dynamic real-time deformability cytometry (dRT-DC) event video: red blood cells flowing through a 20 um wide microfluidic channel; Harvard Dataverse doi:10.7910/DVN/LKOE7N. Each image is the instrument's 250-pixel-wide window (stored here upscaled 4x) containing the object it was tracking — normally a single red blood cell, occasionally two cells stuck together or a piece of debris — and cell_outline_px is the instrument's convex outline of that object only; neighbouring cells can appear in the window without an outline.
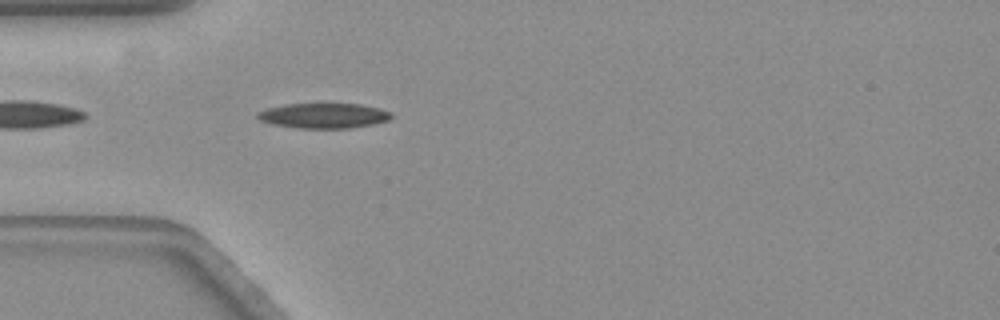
{"species": "common noctule bat (a hibernating species)", "species_latin": "Nyctalus noctula", "temperature_condition": "warm", "stored_images_in_passage": 42, "camera_frame_rate_fps": 3000, "um_per_image_px": 0.085, "animal": {"sex": "female", "body_mass_g": 19.3, "forearm_length_mm": 54.1}, "frame": {"image": 1, "passage_image": 1, "time_ms": 0.0, "image_size_px": [1000, 320], "cell_outline_px": [[392, 116], [388, 120], [372, 124], [348, 128], [296, 128], [272, 124], [260, 120], [256, 116], [256, 112], [268, 108], [284, 104], [360, 104], [380, 108], [392, 112]], "centroid_in_image_um": [27.5, 9.83], "position_along_channel_um": 57.5, "area_um2": 19.54}}
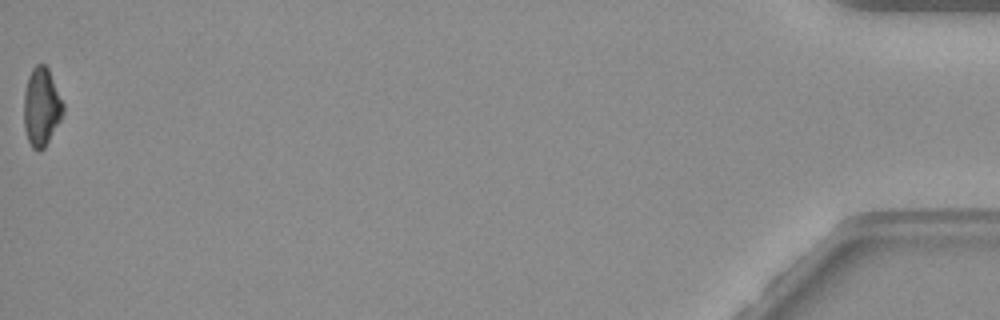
{"frame": {"image": 2, "passage_image": 42, "time_ms": 13.667, "image_size_px": [1000, 320], "cell_outline_px": [[64, 112], [60, 120], [44, 148], [40, 152], [36, 152], [32, 148], [28, 140], [24, 128], [24, 92], [28, 76], [32, 68], [36, 64], [44, 64], [48, 68], [64, 104]], "centroid_in_image_um": [3.51, 9.1], "position_along_channel_um": 431.7, "area_um2": 17.98}, "authors_computed_cell_mechanics": {"area_um2": 19.2763, "velocity_mm_per_s": 3.5497, "shape_relaxation_time_tau1_ms": null, "shape_relaxation_time_tau2_ms": 9.499, "deformation_change_tau1": null, "deformation_change_tau2": 0.1885}}